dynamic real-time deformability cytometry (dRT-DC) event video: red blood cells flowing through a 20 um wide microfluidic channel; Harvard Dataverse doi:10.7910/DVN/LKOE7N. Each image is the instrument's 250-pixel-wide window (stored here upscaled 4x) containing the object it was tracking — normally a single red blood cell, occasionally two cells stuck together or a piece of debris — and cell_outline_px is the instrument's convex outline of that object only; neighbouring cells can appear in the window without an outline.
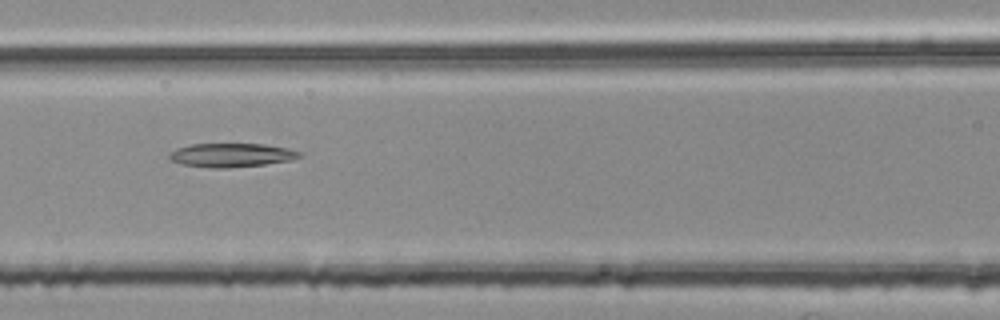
{"species": "common noctule bat (a hibernating species)", "species_latin": "Nyctalus noctula", "temperature_condition": "room temperature", "stored_images_in_passage": 51, "segment_of_instrument_passage": [2, 2], "camera_frame_rate_fps": 3000, "um_per_image_px": 0.085, "animal": {"sex": "female", "body_mass_g": 25.1}, "frame": {"image": 1, "passage_image": 24, "time_ms": 7.667, "image_size_px": [1000, 320], "cell_outline_px": [[304, 152], [300, 156], [292, 160], [264, 164], [228, 168], [212, 168], [180, 164], [172, 160], [168, 156], [176, 148], [188, 144], [264, 144], [288, 148]], "centroid_in_image_um": [19.69, 13.18], "position_along_channel_um": 146.9, "area_um2": 18.09}}
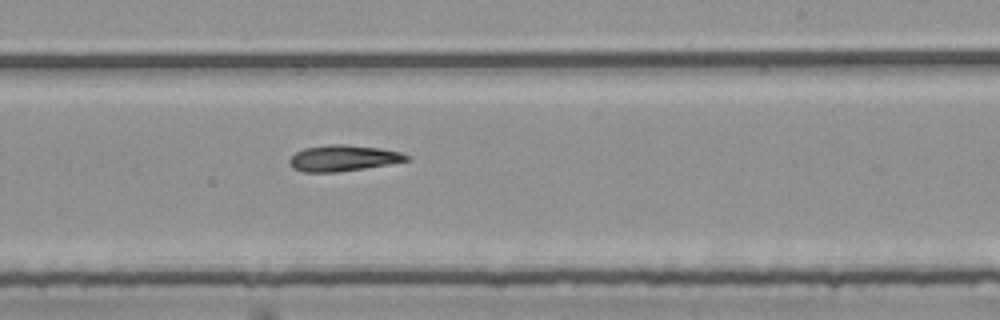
{"frame": {"image": 2, "passage_image": 33, "time_ms": 10.667, "image_size_px": [1000, 320], "cell_outline_px": [[408, 160], [388, 164], [364, 168], [336, 172], [304, 172], [292, 168], [288, 160], [296, 152], [304, 148], [328, 144], [344, 144], [380, 148], [400, 152], [408, 156]], "centroid_in_image_um": [29.12, 13.43], "position_along_channel_um": 259.9, "area_um2": 17.63}}
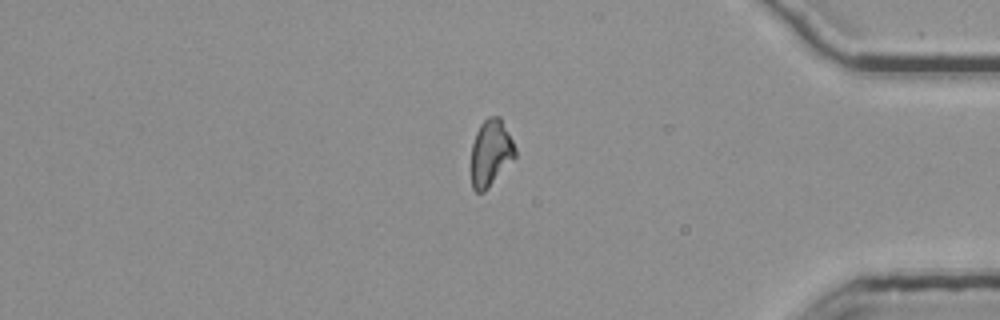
{"frame": {"image": 3, "passage_image": 46, "time_ms": 15.0, "image_size_px": [1000, 320], "cell_outline_px": [[516, 156], [488, 188], [484, 192], [476, 192], [472, 188], [472, 144], [476, 132], [480, 124], [488, 116], [500, 116], [516, 148]], "centroid_in_image_um": [41.71, 12.98], "position_along_channel_um": 393.5, "area_um2": 16.94}}